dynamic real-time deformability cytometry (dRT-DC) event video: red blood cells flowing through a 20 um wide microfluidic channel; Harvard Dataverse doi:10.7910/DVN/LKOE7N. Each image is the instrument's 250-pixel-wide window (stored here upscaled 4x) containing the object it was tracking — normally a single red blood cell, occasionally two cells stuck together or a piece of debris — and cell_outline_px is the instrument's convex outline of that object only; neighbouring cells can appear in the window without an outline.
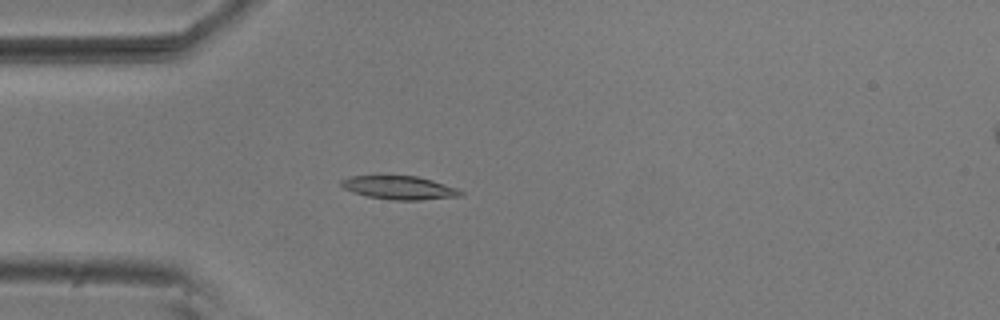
{"species": "common noctule bat (a hibernating species)", "species_latin": "Nyctalus noctula", "temperature_condition": "room temperature", "stored_images_in_passage": 54, "camera_frame_rate_fps": 3000, "um_per_image_px": 0.085, "animal": {"sex": "male", "body_mass_g": 20.5, "forearm_length_mm": 52.5}, "frame": {"image": 1, "passage_image": 15, "time_ms": 4.667, "image_size_px": [1000, 320], "cell_outline_px": [[464, 196], [420, 200], [392, 200], [368, 196], [344, 188], [340, 184], [340, 180], [352, 176], [380, 172], [416, 176], [432, 180], [456, 188], [464, 192]], "centroid_in_image_um": [33.91, 15.9], "position_along_channel_um": 51.1, "area_um2": 17.05}}
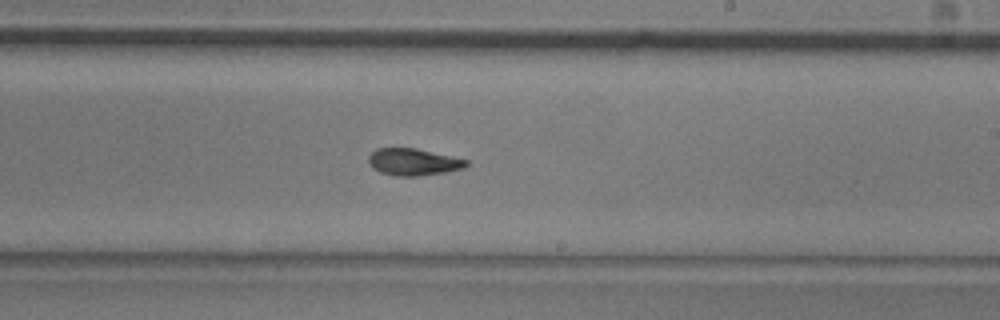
{"frame": {"image": 2, "passage_image": 32, "time_ms": 10.333, "image_size_px": [1000, 320], "cell_outline_px": [[468, 164], [464, 168], [444, 172], [416, 176], [396, 176], [380, 172], [372, 168], [368, 164], [368, 156], [376, 148], [416, 148], [468, 160]], "centroid_in_image_um": [35.09, 13.76], "position_along_channel_um": 253.9, "area_um2": 15.32}}
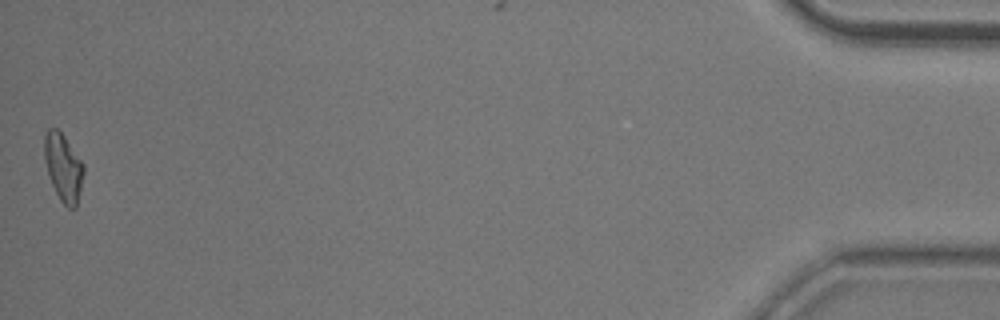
{"frame": {"image": 3, "passage_image": 54, "time_ms": 17.667, "image_size_px": [1000, 320], "cell_outline_px": [[84, 172], [80, 192], [76, 208], [68, 208], [60, 200], [52, 184], [44, 160], [44, 136], [48, 128], [56, 128], [64, 136], [84, 164]], "centroid_in_image_um": [5.38, 14.23], "position_along_channel_um": 429.8, "area_um2": 15.37}, "authors_computed_cell_mechanics": {"area_um2": 15.6349, "velocity_mm_per_s": 3.7095, "shape_relaxation_time_tau1_ms": 6.0358, "shape_relaxation_time_tau2_ms": 1.9934, "deformation_change_tau1": 0.2022, "deformation_change_tau2": 0.0752}}